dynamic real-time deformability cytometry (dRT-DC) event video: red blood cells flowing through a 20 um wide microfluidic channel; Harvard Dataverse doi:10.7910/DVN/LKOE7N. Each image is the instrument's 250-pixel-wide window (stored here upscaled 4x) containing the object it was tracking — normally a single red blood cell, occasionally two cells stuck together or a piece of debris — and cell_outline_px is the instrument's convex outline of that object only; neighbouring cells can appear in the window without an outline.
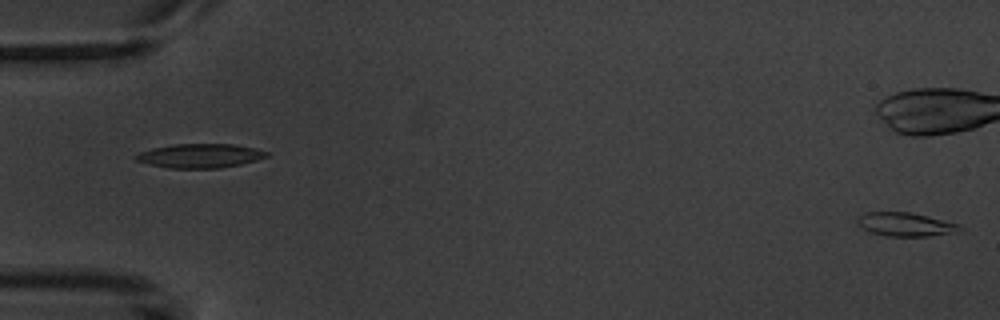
{"species": "common noctule bat (a hibernating species)", "species_latin": "Nyctalus noctula", "temperature_condition": "warm", "stored_images_in_passage": 6, "camera_frame_rate_fps": 3000, "um_per_image_px": 0.085, "animal": {"sex": "male", "body_mass_g": 20.1, "forearm_length_mm": 53.5}, "frame": {"image": 1, "passage_image": 6, "time_ms": 5.667, "image_size_px": [1000, 320], "cell_outline_px": [[964, 232], [928, 236], [888, 236], [868, 232], [856, 224], [856, 220], [864, 212], [908, 212], [928, 216], [960, 224], [964, 228]], "centroid_in_image_um": [77.01, 19.08], "position_along_channel_um": 8.0, "area_um2": 14.45}}